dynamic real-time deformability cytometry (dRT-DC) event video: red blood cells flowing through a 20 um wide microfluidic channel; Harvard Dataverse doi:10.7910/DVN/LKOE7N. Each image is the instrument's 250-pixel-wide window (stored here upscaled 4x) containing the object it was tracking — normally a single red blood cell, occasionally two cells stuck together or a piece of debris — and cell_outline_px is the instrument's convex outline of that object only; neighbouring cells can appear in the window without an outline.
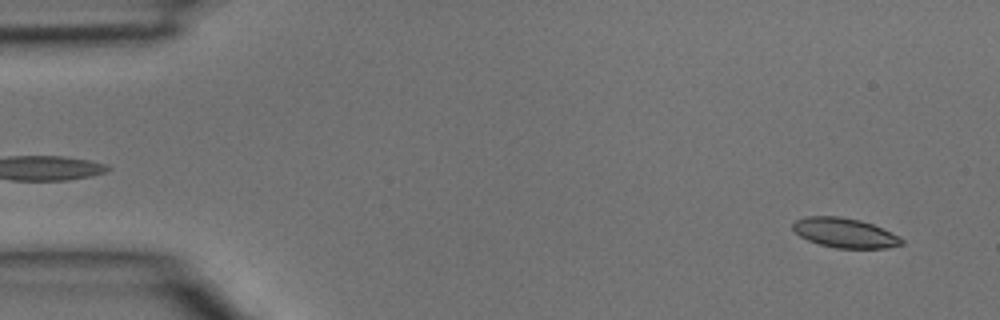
{"species": "common noctule bat (a hibernating species)", "species_latin": "Nyctalus noctula", "temperature_condition": "room temperature", "stored_images_in_passage": 39, "camera_frame_rate_fps": 3000, "um_per_image_px": 0.085, "animal": {"sex": "male", "body_mass_g": 15.6}, "frame": {"image": 1, "passage_image": 2, "time_ms": 0.333, "image_size_px": [1000, 320], "cell_outline_px": [[904, 244], [888, 248], [836, 248], [820, 244], [808, 240], [800, 236], [792, 228], [792, 224], [796, 220], [804, 216], [840, 216], [860, 220], [872, 224], [900, 236], [904, 240]], "centroid_in_image_um": [71.82, 19.79], "position_along_channel_um": 13.2, "area_um2": 18.84}}
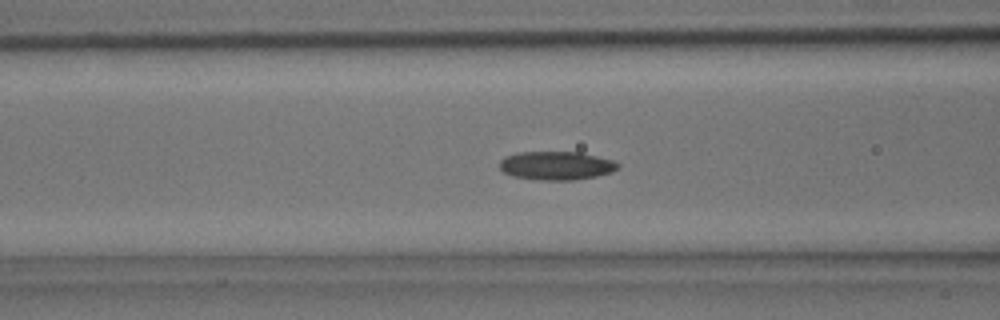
{"frame": {"image": 2, "passage_image": 15, "time_ms": 4.667, "image_size_px": [1000, 320], "cell_outline_px": [[620, 168], [612, 172], [596, 176], [576, 180], [540, 180], [512, 176], [504, 172], [500, 168], [500, 160], [504, 156], [516, 152], [580, 152], [612, 160], [620, 164]], "centroid_in_image_um": [47.29, 14.08], "position_along_channel_um": 119.3, "area_um2": 19.83}}
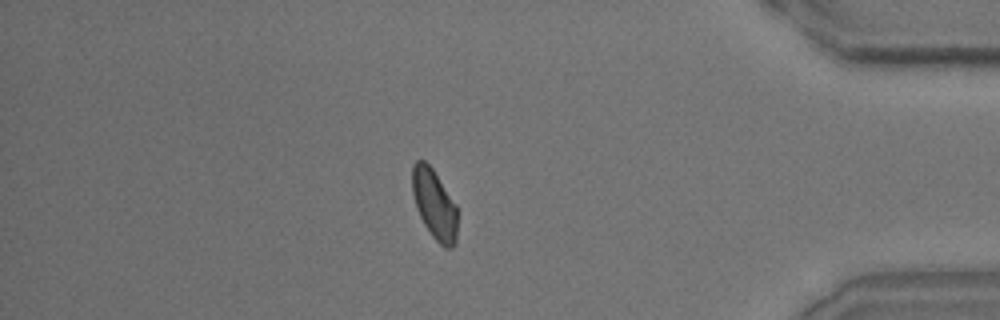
{"frame": {"image": 3, "passage_image": 34, "time_ms": 11.0, "image_size_px": [1000, 320], "cell_outline_px": [[456, 244], [452, 248], [444, 248], [432, 236], [424, 224], [416, 208], [412, 192], [412, 164], [416, 160], [424, 160], [432, 168], [456, 204]], "centroid_in_image_um": [36.91, 17.36], "position_along_channel_um": 398.3, "area_um2": 18.32}}